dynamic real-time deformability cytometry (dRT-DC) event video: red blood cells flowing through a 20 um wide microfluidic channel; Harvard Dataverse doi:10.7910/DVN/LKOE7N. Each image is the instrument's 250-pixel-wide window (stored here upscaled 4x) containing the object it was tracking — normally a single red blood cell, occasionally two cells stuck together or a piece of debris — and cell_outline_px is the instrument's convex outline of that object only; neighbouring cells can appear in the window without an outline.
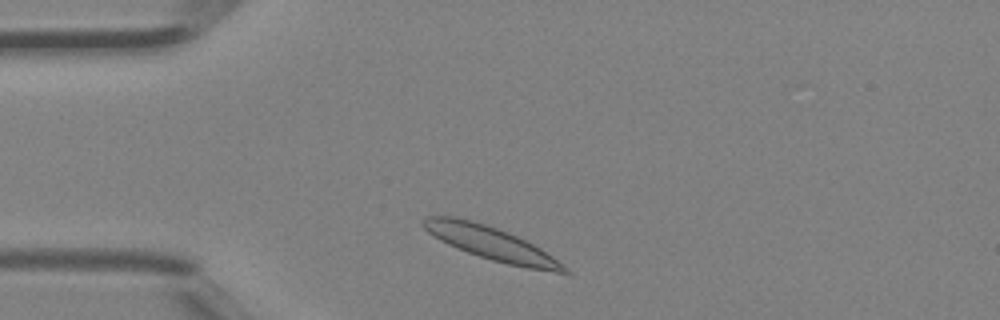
{"species": "Egyptian fruit bat (a non-hibernating species)", "species_latin": "Rousettus aegyptiacus", "temperature_condition": "room temperature", "stored_images_in_passage": 39, "camera_frame_rate_fps": 3000, "um_per_image_px": 0.085, "animal": {"sex": "female"}, "frame": {"image": 1, "passage_image": 3, "time_ms": 0.667, "image_size_px": [1000, 320], "cell_outline_px": [[572, 272], [556, 272], [528, 268], [508, 264], [492, 260], [468, 252], [448, 244], [432, 236], [420, 224], [428, 216], [456, 216], [472, 220], [508, 232], [540, 248], [564, 264]], "centroid_in_image_um": [41.72, 20.67], "position_along_channel_um": 43.3, "area_um2": 26.93}}
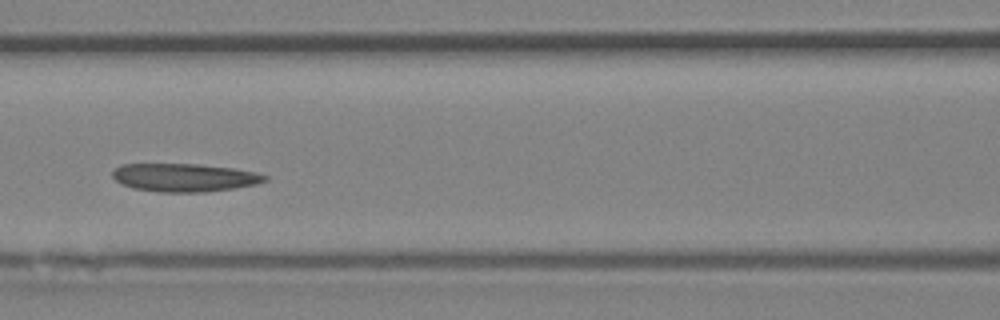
{"frame": {"image": 2, "passage_image": 13, "time_ms": 4.0, "image_size_px": [1000, 320], "cell_outline_px": [[268, 180], [256, 184], [236, 188], [204, 192], [160, 192], [132, 188], [120, 184], [112, 176], [112, 172], [120, 164], [196, 164], [232, 168], [256, 172], [268, 176]], "centroid_in_image_um": [15.67, 15.09], "position_along_channel_um": 150.9, "area_um2": 25.09}}
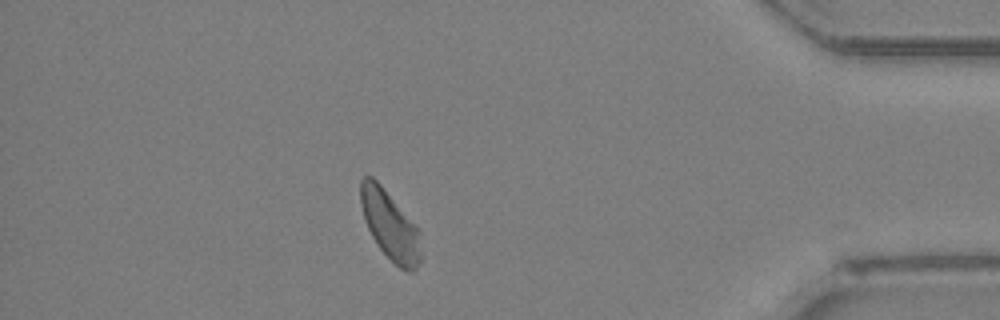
{"frame": {"image": 3, "passage_image": 33, "time_ms": 10.667, "image_size_px": [1000, 320], "cell_outline_px": [[420, 260], [416, 268], [412, 272], [408, 272], [400, 268], [380, 248], [372, 236], [364, 220], [360, 204], [360, 180], [364, 176], [372, 176], [380, 184], [416, 224], [420, 232]], "centroid_in_image_um": [33.14, 19.13], "position_along_channel_um": 402.1, "area_um2": 24.1}}